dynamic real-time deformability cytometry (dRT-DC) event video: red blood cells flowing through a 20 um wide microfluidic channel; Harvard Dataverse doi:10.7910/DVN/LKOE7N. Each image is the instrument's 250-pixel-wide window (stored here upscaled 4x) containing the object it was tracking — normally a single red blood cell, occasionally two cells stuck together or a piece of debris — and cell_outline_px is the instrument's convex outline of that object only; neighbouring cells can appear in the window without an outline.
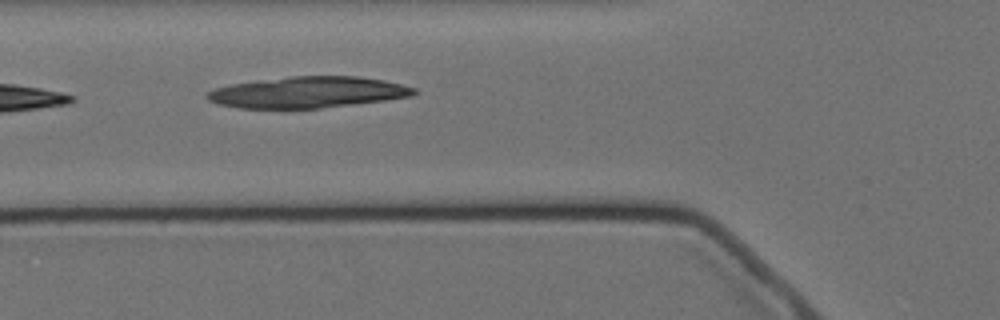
{"species": "Egyptian fruit bat (a non-hibernating species)", "species_latin": "Rousettus aegyptiacus", "temperature_condition": "cold", "stored_images_in_passage": 5, "camera_frame_rate_fps": 3000, "um_per_image_px": 0.085, "animal": {"sex": "female"}, "frame": {"image": 1, "passage_image": 5, "time_ms": 5.333, "image_size_px": [1000, 320], "cell_outline_px": [[420, 92], [412, 96], [384, 100], [320, 108], [236, 108], [216, 104], [208, 100], [204, 96], [208, 92], [216, 88], [232, 84], [292, 76], [356, 76], [384, 80], [416, 88]], "centroid_in_image_um": [26.17, 7.85], "position_along_channel_um": 99.6, "area_um2": 37.45}}